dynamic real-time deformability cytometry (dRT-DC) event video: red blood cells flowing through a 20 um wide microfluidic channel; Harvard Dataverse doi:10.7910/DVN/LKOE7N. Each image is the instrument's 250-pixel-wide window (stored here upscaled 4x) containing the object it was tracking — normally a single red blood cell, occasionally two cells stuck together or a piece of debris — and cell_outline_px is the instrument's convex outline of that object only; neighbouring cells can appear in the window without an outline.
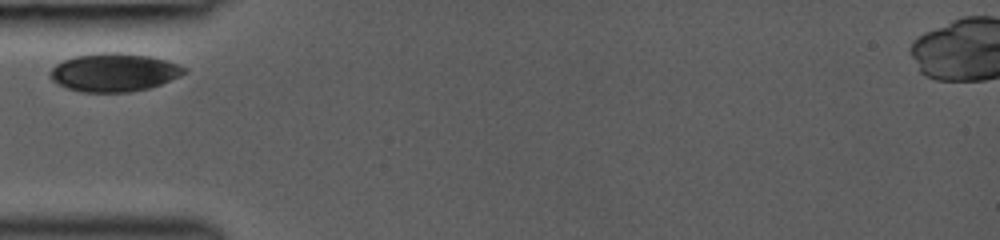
{"species": "common noctule bat (a hibernating species)", "species_latin": "Nyctalus noctula", "temperature_condition": "room temperature", "stored_images_in_passage": 7, "camera_frame_rate_fps": 3000, "um_per_image_px": 0.085, "animal": {"sex": "female", "body_mass_g": 19.0, "forearm_length_mm": 53.3}, "frame": {"image": 1, "passage_image": 1, "time_ms": 0.0, "image_size_px": [1000, 240], "cell_outline_px": [[188, 72], [180, 76], [160, 84], [148, 88], [128, 92], [84, 92], [68, 88], [56, 84], [48, 76], [48, 72], [56, 64], [64, 60], [76, 56], [100, 52], [120, 52], [148, 56], [164, 60], [188, 68]], "centroid_in_image_um": [9.67, 6.15], "position_along_channel_um": 75.3, "area_um2": 29.88}}
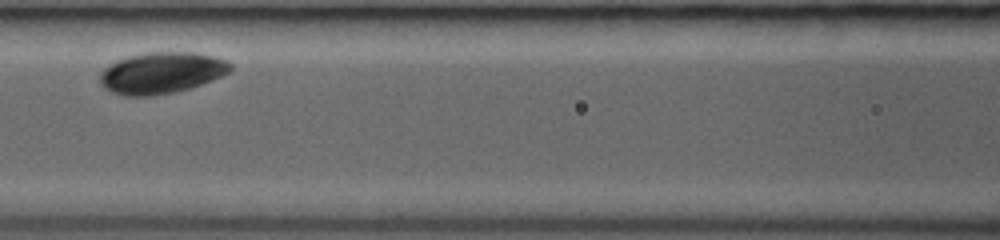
{"frame": {"image": 2, "passage_image": 5, "time_ms": 2.0, "image_size_px": [1000, 240], "cell_outline_px": [[232, 68], [228, 72], [212, 80], [176, 92], [152, 96], [124, 96], [112, 92], [104, 88], [100, 84], [100, 72], [104, 68], [116, 60], [128, 56], [148, 52], [192, 52], [212, 56], [228, 60], [232, 64]], "centroid_in_image_um": [13.7, 6.19], "position_along_channel_um": 152.9, "area_um2": 31.5}}
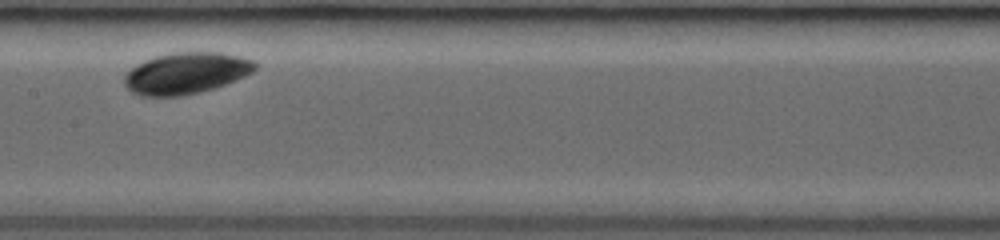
{"frame": {"image": 3, "passage_image": 6, "time_ms": 3.0, "image_size_px": [1000, 240], "cell_outline_px": [[256, 68], [252, 72], [236, 80], [200, 92], [180, 96], [140, 96], [132, 92], [124, 84], [124, 76], [136, 64], [144, 60], [156, 56], [172, 52], [220, 52], [252, 60], [256, 64]], "centroid_in_image_um": [15.78, 6.22], "position_along_channel_um": 191.6, "area_um2": 31.33}}